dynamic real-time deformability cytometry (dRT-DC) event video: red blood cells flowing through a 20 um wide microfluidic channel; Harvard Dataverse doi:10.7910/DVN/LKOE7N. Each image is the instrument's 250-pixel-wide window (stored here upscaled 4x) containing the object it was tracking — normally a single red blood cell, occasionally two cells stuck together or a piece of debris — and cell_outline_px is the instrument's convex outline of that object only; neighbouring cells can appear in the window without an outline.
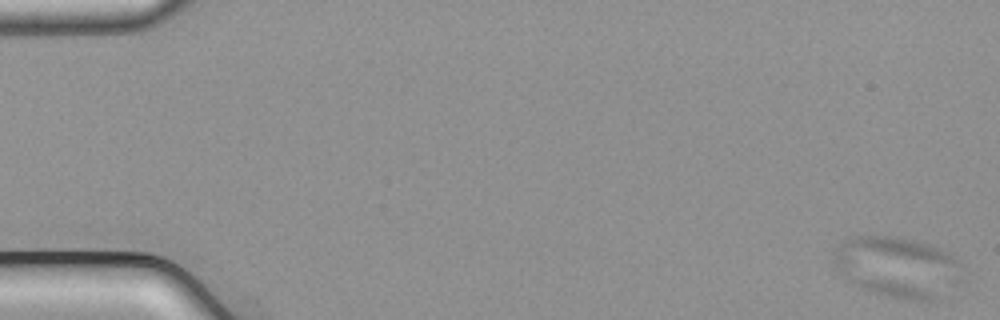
{"species": "common noctule bat (a hibernating species)", "species_latin": "Nyctalus noctula", "temperature_condition": "cold", "stored_images_in_passage": 12, "camera_frame_rate_fps": 3000, "um_per_image_px": 0.085, "animal": {"sex": "male", "body_mass_g": 21.5, "forearm_length_mm": 52.0}, "frame": {"image": 1, "passage_image": 1, "time_ms": 0.0, "image_size_px": [1000, 320], "cell_outline_px": [[968, 268], [960, 280], [956, 284], [928, 300], [916, 300], [892, 296], [876, 292], [864, 288], [844, 280], [836, 268], [832, 260], [832, 252], [844, 240], [856, 236], [896, 236], [928, 244], [948, 252], [956, 256]], "centroid_in_image_um": [76.29, 22.65], "position_along_channel_um": 8.7, "area_um2": 45.49}}